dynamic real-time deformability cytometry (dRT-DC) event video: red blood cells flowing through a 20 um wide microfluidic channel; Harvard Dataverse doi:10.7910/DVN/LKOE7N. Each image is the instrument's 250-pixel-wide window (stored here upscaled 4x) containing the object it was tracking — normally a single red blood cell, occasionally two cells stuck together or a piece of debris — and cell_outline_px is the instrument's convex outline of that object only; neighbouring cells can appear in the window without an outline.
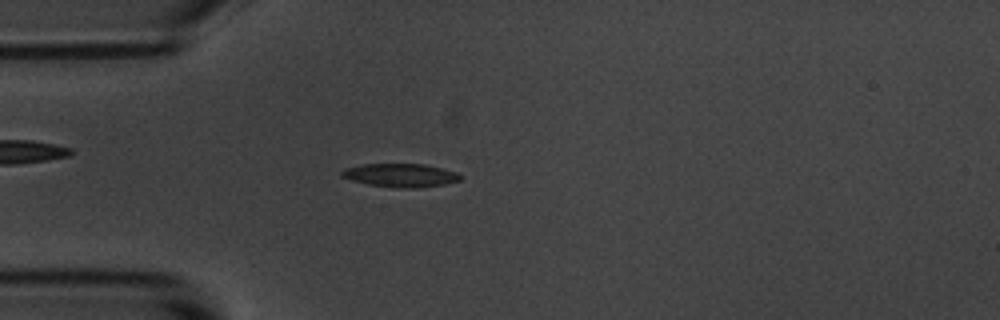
{"species": "common noctule bat (a hibernating species)", "species_latin": "Nyctalus noctula", "temperature_condition": "room temperature", "stored_images_in_passage": 51, "camera_frame_rate_fps": 3000, "um_per_image_px": 0.085, "animal": {"sex": "male", "body_mass_g": 20.1, "forearm_length_mm": 53.5}, "frame": {"image": 1, "passage_image": 11, "time_ms": 3.333, "image_size_px": [1000, 320], "cell_outline_px": [[460, 180], [444, 184], [416, 188], [400, 188], [368, 184], [352, 180], [340, 176], [340, 172], [344, 168], [364, 164], [424, 164], [456, 172], [460, 176]], "centroid_in_image_um": [34.0, 14.89], "position_along_channel_um": 51.0, "area_um2": 16.01}}
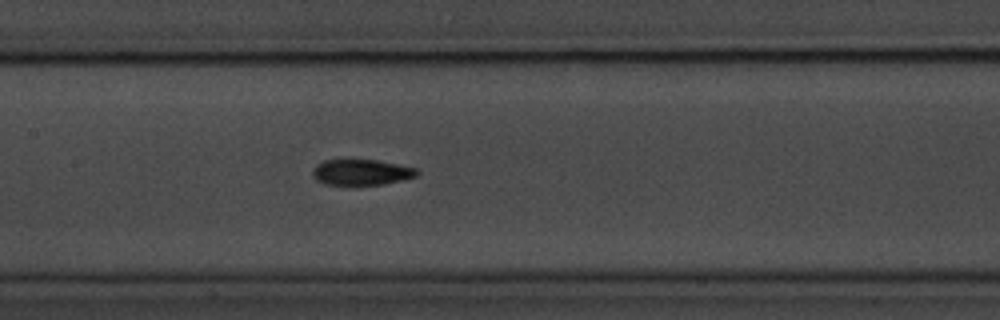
{"frame": {"image": 2, "passage_image": 22, "time_ms": 7.0, "image_size_px": [1000, 320], "cell_outline_px": [[420, 172], [416, 176], [404, 180], [384, 184], [324, 184], [316, 180], [312, 176], [312, 168], [316, 164], [324, 160], [376, 160], [416, 168]], "centroid_in_image_um": [30.7, 14.64], "position_along_channel_um": 176.7, "area_um2": 15.61}}
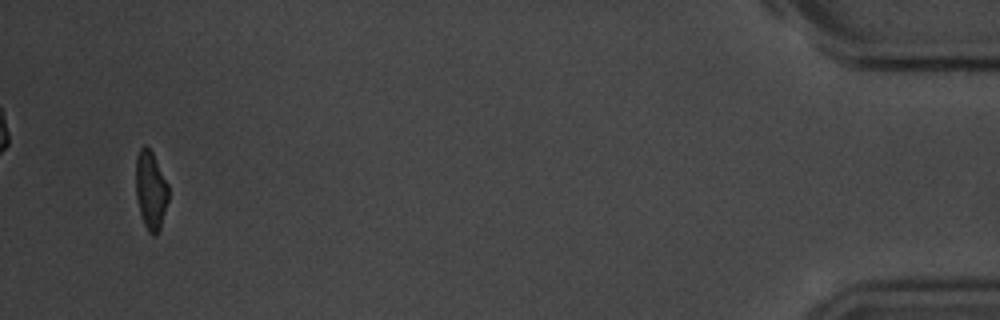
{"frame": {"image": 3, "passage_image": 49, "time_ms": 16.0, "image_size_px": [1000, 320], "cell_outline_px": [[168, 200], [160, 228], [156, 236], [152, 236], [148, 232], [144, 224], [140, 212], [136, 196], [136, 156], [140, 148], [144, 144], [152, 152], [168, 184]], "centroid_in_image_um": [12.81, 16.18], "position_along_channel_um": 422.4, "area_um2": 14.85}, "authors_computed_cell_mechanics": {"area_um2": 16.0106, "velocity_mm_per_s": 3.6442, "shape_relaxation_time_tau1_ms": 3.6743, "shape_relaxation_time_tau2_ms": 3.59, "deformation_change_tau1": 0.147, "deformation_change_tau2": 0.1061}}